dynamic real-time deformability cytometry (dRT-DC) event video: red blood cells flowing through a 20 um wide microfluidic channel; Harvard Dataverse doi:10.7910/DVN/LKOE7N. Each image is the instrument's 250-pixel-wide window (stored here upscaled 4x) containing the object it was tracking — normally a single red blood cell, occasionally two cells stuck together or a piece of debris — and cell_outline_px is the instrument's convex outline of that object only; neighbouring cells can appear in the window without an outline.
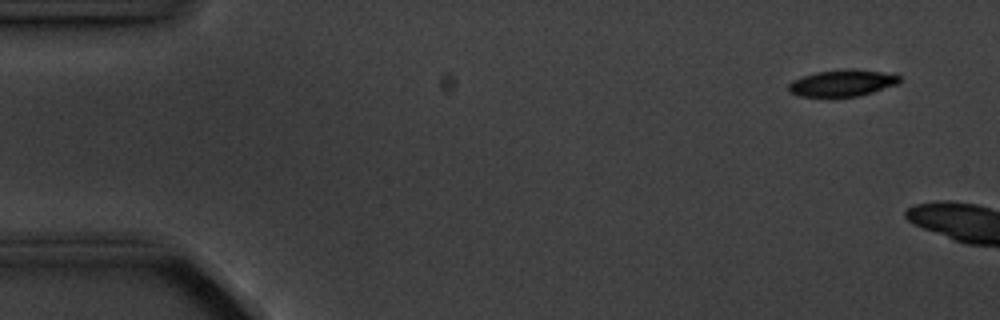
{"species": "common noctule bat (a hibernating species)", "species_latin": "Nyctalus noctula", "temperature_condition": "cold", "stored_images_in_passage": 2, "camera_frame_rate_fps": 3000, "um_per_image_px": 0.085, "animal": {"sex": "male", "body_mass_g": 20.1, "forearm_length_mm": 53.5}, "frame": {"image": 1, "passage_image": 1, "time_ms": 0.0, "image_size_px": [1000, 320], "cell_outline_px": [[900, 80], [896, 84], [872, 92], [856, 96], [800, 96], [792, 92], [788, 88], [788, 84], [792, 80], [816, 72], [848, 68], [852, 68], [896, 72], [900, 76]], "centroid_in_image_um": [71.66, 7.02], "position_along_channel_um": 13.3, "area_um2": 17.28}}